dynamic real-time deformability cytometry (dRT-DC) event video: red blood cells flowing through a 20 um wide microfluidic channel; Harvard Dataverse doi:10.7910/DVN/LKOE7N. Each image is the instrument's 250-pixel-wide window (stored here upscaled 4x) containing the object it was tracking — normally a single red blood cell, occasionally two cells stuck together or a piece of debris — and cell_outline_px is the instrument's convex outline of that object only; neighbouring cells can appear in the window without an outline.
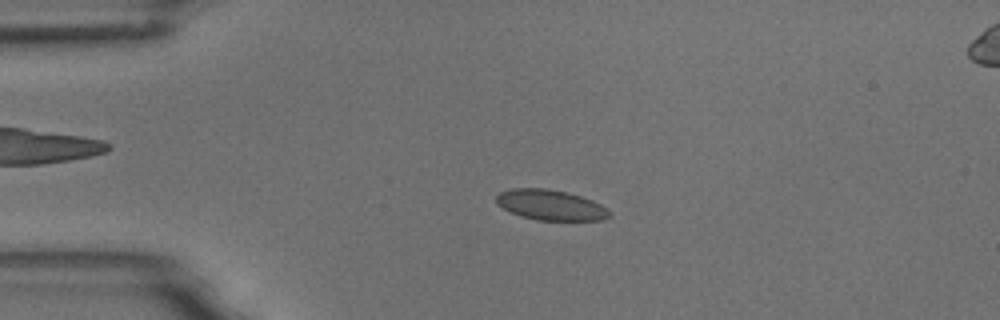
{"species": "common noctule bat (a hibernating species)", "species_latin": "Nyctalus noctula", "temperature_condition": "room temperature", "stored_images_in_passage": 5, "camera_frame_rate_fps": 3000, "um_per_image_px": 0.085, "animal": {"sex": "male", "body_mass_g": 18.8}, "frame": {"image": 1, "passage_image": 3, "time_ms": 2.333, "image_size_px": [1000, 320], "cell_outline_px": [[612, 216], [604, 220], [536, 220], [520, 216], [496, 204], [496, 196], [500, 192], [512, 188], [544, 188], [568, 192], [592, 200], [608, 208], [612, 212]], "centroid_in_image_um": [46.84, 17.43], "position_along_channel_um": 38.2, "area_um2": 20.17}}